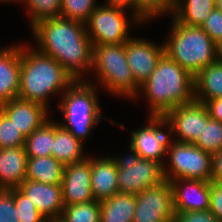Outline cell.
I'll list each match as a JSON object with an SVG mask.
<instances>
[{"label": "cell", "instance_id": "5", "mask_svg": "<svg viewBox=\"0 0 222 222\" xmlns=\"http://www.w3.org/2000/svg\"><path fill=\"white\" fill-rule=\"evenodd\" d=\"M96 94L92 82L77 80L63 93L61 104H58L63 113V120L67 122L58 124L82 143L102 119L101 106Z\"/></svg>", "mask_w": 222, "mask_h": 222}, {"label": "cell", "instance_id": "42", "mask_svg": "<svg viewBox=\"0 0 222 222\" xmlns=\"http://www.w3.org/2000/svg\"><path fill=\"white\" fill-rule=\"evenodd\" d=\"M215 8L222 11V0H215Z\"/></svg>", "mask_w": 222, "mask_h": 222}, {"label": "cell", "instance_id": "24", "mask_svg": "<svg viewBox=\"0 0 222 222\" xmlns=\"http://www.w3.org/2000/svg\"><path fill=\"white\" fill-rule=\"evenodd\" d=\"M136 195L117 193L100 201L101 222H133Z\"/></svg>", "mask_w": 222, "mask_h": 222}, {"label": "cell", "instance_id": "23", "mask_svg": "<svg viewBox=\"0 0 222 222\" xmlns=\"http://www.w3.org/2000/svg\"><path fill=\"white\" fill-rule=\"evenodd\" d=\"M64 168L53 156L28 157L26 179L51 185L61 184Z\"/></svg>", "mask_w": 222, "mask_h": 222}, {"label": "cell", "instance_id": "28", "mask_svg": "<svg viewBox=\"0 0 222 222\" xmlns=\"http://www.w3.org/2000/svg\"><path fill=\"white\" fill-rule=\"evenodd\" d=\"M176 4V0H136L135 17L143 23L155 16L173 15Z\"/></svg>", "mask_w": 222, "mask_h": 222}, {"label": "cell", "instance_id": "21", "mask_svg": "<svg viewBox=\"0 0 222 222\" xmlns=\"http://www.w3.org/2000/svg\"><path fill=\"white\" fill-rule=\"evenodd\" d=\"M83 143L68 130L54 122V140L51 156L60 161L64 166L79 162L86 156Z\"/></svg>", "mask_w": 222, "mask_h": 222}, {"label": "cell", "instance_id": "41", "mask_svg": "<svg viewBox=\"0 0 222 222\" xmlns=\"http://www.w3.org/2000/svg\"><path fill=\"white\" fill-rule=\"evenodd\" d=\"M217 61L222 62V40L216 44Z\"/></svg>", "mask_w": 222, "mask_h": 222}, {"label": "cell", "instance_id": "3", "mask_svg": "<svg viewBox=\"0 0 222 222\" xmlns=\"http://www.w3.org/2000/svg\"><path fill=\"white\" fill-rule=\"evenodd\" d=\"M20 67L18 98L40 103L46 108L49 107V95L63 94L74 82L55 59L37 48L29 49L21 44Z\"/></svg>", "mask_w": 222, "mask_h": 222}, {"label": "cell", "instance_id": "31", "mask_svg": "<svg viewBox=\"0 0 222 222\" xmlns=\"http://www.w3.org/2000/svg\"><path fill=\"white\" fill-rule=\"evenodd\" d=\"M26 3L27 11L30 14V24L61 16V0H22Z\"/></svg>", "mask_w": 222, "mask_h": 222}, {"label": "cell", "instance_id": "34", "mask_svg": "<svg viewBox=\"0 0 222 222\" xmlns=\"http://www.w3.org/2000/svg\"><path fill=\"white\" fill-rule=\"evenodd\" d=\"M0 222H21L13 194L7 189H0Z\"/></svg>", "mask_w": 222, "mask_h": 222}, {"label": "cell", "instance_id": "30", "mask_svg": "<svg viewBox=\"0 0 222 222\" xmlns=\"http://www.w3.org/2000/svg\"><path fill=\"white\" fill-rule=\"evenodd\" d=\"M96 0H61V16L86 24L97 8Z\"/></svg>", "mask_w": 222, "mask_h": 222}, {"label": "cell", "instance_id": "44", "mask_svg": "<svg viewBox=\"0 0 222 222\" xmlns=\"http://www.w3.org/2000/svg\"><path fill=\"white\" fill-rule=\"evenodd\" d=\"M2 1H3V2H10V1H11V2H13V1H18V2L21 1V2H22V0H0V2H2Z\"/></svg>", "mask_w": 222, "mask_h": 222}, {"label": "cell", "instance_id": "22", "mask_svg": "<svg viewBox=\"0 0 222 222\" xmlns=\"http://www.w3.org/2000/svg\"><path fill=\"white\" fill-rule=\"evenodd\" d=\"M195 100L201 103L222 98V62L215 61L194 77Z\"/></svg>", "mask_w": 222, "mask_h": 222}, {"label": "cell", "instance_id": "19", "mask_svg": "<svg viewBox=\"0 0 222 222\" xmlns=\"http://www.w3.org/2000/svg\"><path fill=\"white\" fill-rule=\"evenodd\" d=\"M117 175L118 168L111 157H91L90 182L94 200L100 202L119 193Z\"/></svg>", "mask_w": 222, "mask_h": 222}, {"label": "cell", "instance_id": "43", "mask_svg": "<svg viewBox=\"0 0 222 222\" xmlns=\"http://www.w3.org/2000/svg\"><path fill=\"white\" fill-rule=\"evenodd\" d=\"M49 222H65V221L61 217H58V218L49 220Z\"/></svg>", "mask_w": 222, "mask_h": 222}, {"label": "cell", "instance_id": "37", "mask_svg": "<svg viewBox=\"0 0 222 222\" xmlns=\"http://www.w3.org/2000/svg\"><path fill=\"white\" fill-rule=\"evenodd\" d=\"M209 210L222 222V183L210 182Z\"/></svg>", "mask_w": 222, "mask_h": 222}, {"label": "cell", "instance_id": "26", "mask_svg": "<svg viewBox=\"0 0 222 222\" xmlns=\"http://www.w3.org/2000/svg\"><path fill=\"white\" fill-rule=\"evenodd\" d=\"M54 140V122L46 121L40 128L25 139V152L28 157L51 156Z\"/></svg>", "mask_w": 222, "mask_h": 222}, {"label": "cell", "instance_id": "18", "mask_svg": "<svg viewBox=\"0 0 222 222\" xmlns=\"http://www.w3.org/2000/svg\"><path fill=\"white\" fill-rule=\"evenodd\" d=\"M20 45L0 49V105L18 98L20 88Z\"/></svg>", "mask_w": 222, "mask_h": 222}, {"label": "cell", "instance_id": "32", "mask_svg": "<svg viewBox=\"0 0 222 222\" xmlns=\"http://www.w3.org/2000/svg\"><path fill=\"white\" fill-rule=\"evenodd\" d=\"M8 190L13 194L15 207L21 222H49L18 188Z\"/></svg>", "mask_w": 222, "mask_h": 222}, {"label": "cell", "instance_id": "7", "mask_svg": "<svg viewBox=\"0 0 222 222\" xmlns=\"http://www.w3.org/2000/svg\"><path fill=\"white\" fill-rule=\"evenodd\" d=\"M129 149L130 153L125 157H111L118 168L119 193L136 195L166 180L161 162L141 158L130 144Z\"/></svg>", "mask_w": 222, "mask_h": 222}, {"label": "cell", "instance_id": "10", "mask_svg": "<svg viewBox=\"0 0 222 222\" xmlns=\"http://www.w3.org/2000/svg\"><path fill=\"white\" fill-rule=\"evenodd\" d=\"M133 222H173V191L170 181L136 194Z\"/></svg>", "mask_w": 222, "mask_h": 222}, {"label": "cell", "instance_id": "36", "mask_svg": "<svg viewBox=\"0 0 222 222\" xmlns=\"http://www.w3.org/2000/svg\"><path fill=\"white\" fill-rule=\"evenodd\" d=\"M173 222H219L210 211L175 212Z\"/></svg>", "mask_w": 222, "mask_h": 222}, {"label": "cell", "instance_id": "9", "mask_svg": "<svg viewBox=\"0 0 222 222\" xmlns=\"http://www.w3.org/2000/svg\"><path fill=\"white\" fill-rule=\"evenodd\" d=\"M125 11L123 8L106 4L97 6L86 23L87 34L92 45L121 44L131 38L128 34L130 23H141V21L133 14L129 16L130 19L125 17Z\"/></svg>", "mask_w": 222, "mask_h": 222}, {"label": "cell", "instance_id": "11", "mask_svg": "<svg viewBox=\"0 0 222 222\" xmlns=\"http://www.w3.org/2000/svg\"><path fill=\"white\" fill-rule=\"evenodd\" d=\"M164 118L168 122L170 134L178 136L175 141L194 144L210 116L205 104L194 100L170 110Z\"/></svg>", "mask_w": 222, "mask_h": 222}, {"label": "cell", "instance_id": "8", "mask_svg": "<svg viewBox=\"0 0 222 222\" xmlns=\"http://www.w3.org/2000/svg\"><path fill=\"white\" fill-rule=\"evenodd\" d=\"M170 164L164 165L165 179H200L211 181L212 154L192 143L169 141L167 152ZM169 166L167 168L166 166ZM169 169V170H168Z\"/></svg>", "mask_w": 222, "mask_h": 222}, {"label": "cell", "instance_id": "2", "mask_svg": "<svg viewBox=\"0 0 222 222\" xmlns=\"http://www.w3.org/2000/svg\"><path fill=\"white\" fill-rule=\"evenodd\" d=\"M140 90L148 99L149 116L164 117L177 106L195 100L194 76L165 53Z\"/></svg>", "mask_w": 222, "mask_h": 222}, {"label": "cell", "instance_id": "4", "mask_svg": "<svg viewBox=\"0 0 222 222\" xmlns=\"http://www.w3.org/2000/svg\"><path fill=\"white\" fill-rule=\"evenodd\" d=\"M170 33L169 40L164 41L165 54L194 77L217 60L216 43L200 26L184 25L173 19Z\"/></svg>", "mask_w": 222, "mask_h": 222}, {"label": "cell", "instance_id": "20", "mask_svg": "<svg viewBox=\"0 0 222 222\" xmlns=\"http://www.w3.org/2000/svg\"><path fill=\"white\" fill-rule=\"evenodd\" d=\"M27 160L24 146L0 149V189L18 188L22 184Z\"/></svg>", "mask_w": 222, "mask_h": 222}, {"label": "cell", "instance_id": "27", "mask_svg": "<svg viewBox=\"0 0 222 222\" xmlns=\"http://www.w3.org/2000/svg\"><path fill=\"white\" fill-rule=\"evenodd\" d=\"M100 202L93 200L65 206L61 218L65 222H100Z\"/></svg>", "mask_w": 222, "mask_h": 222}, {"label": "cell", "instance_id": "38", "mask_svg": "<svg viewBox=\"0 0 222 222\" xmlns=\"http://www.w3.org/2000/svg\"><path fill=\"white\" fill-rule=\"evenodd\" d=\"M210 182L222 183V149L212 154V175Z\"/></svg>", "mask_w": 222, "mask_h": 222}, {"label": "cell", "instance_id": "29", "mask_svg": "<svg viewBox=\"0 0 222 222\" xmlns=\"http://www.w3.org/2000/svg\"><path fill=\"white\" fill-rule=\"evenodd\" d=\"M194 145L210 154L219 152L222 149V123L209 118Z\"/></svg>", "mask_w": 222, "mask_h": 222}, {"label": "cell", "instance_id": "33", "mask_svg": "<svg viewBox=\"0 0 222 222\" xmlns=\"http://www.w3.org/2000/svg\"><path fill=\"white\" fill-rule=\"evenodd\" d=\"M26 137L0 110V149L21 147Z\"/></svg>", "mask_w": 222, "mask_h": 222}, {"label": "cell", "instance_id": "35", "mask_svg": "<svg viewBox=\"0 0 222 222\" xmlns=\"http://www.w3.org/2000/svg\"><path fill=\"white\" fill-rule=\"evenodd\" d=\"M200 27L217 44L222 40V11L214 8Z\"/></svg>", "mask_w": 222, "mask_h": 222}, {"label": "cell", "instance_id": "14", "mask_svg": "<svg viewBox=\"0 0 222 222\" xmlns=\"http://www.w3.org/2000/svg\"><path fill=\"white\" fill-rule=\"evenodd\" d=\"M90 179V156L65 166L61 183L64 206L88 203L94 200Z\"/></svg>", "mask_w": 222, "mask_h": 222}, {"label": "cell", "instance_id": "6", "mask_svg": "<svg viewBox=\"0 0 222 222\" xmlns=\"http://www.w3.org/2000/svg\"><path fill=\"white\" fill-rule=\"evenodd\" d=\"M92 69L108 92L131 99L138 96L140 86L127 63L126 43L93 45Z\"/></svg>", "mask_w": 222, "mask_h": 222}, {"label": "cell", "instance_id": "13", "mask_svg": "<svg viewBox=\"0 0 222 222\" xmlns=\"http://www.w3.org/2000/svg\"><path fill=\"white\" fill-rule=\"evenodd\" d=\"M164 53V44L158 45L147 39L131 37L126 42L127 63L139 86L149 78Z\"/></svg>", "mask_w": 222, "mask_h": 222}, {"label": "cell", "instance_id": "16", "mask_svg": "<svg viewBox=\"0 0 222 222\" xmlns=\"http://www.w3.org/2000/svg\"><path fill=\"white\" fill-rule=\"evenodd\" d=\"M0 110L24 134L29 136L50 117L48 108L40 103L14 98L0 105Z\"/></svg>", "mask_w": 222, "mask_h": 222}, {"label": "cell", "instance_id": "25", "mask_svg": "<svg viewBox=\"0 0 222 222\" xmlns=\"http://www.w3.org/2000/svg\"><path fill=\"white\" fill-rule=\"evenodd\" d=\"M214 8L215 0H180L172 19L184 25L201 26Z\"/></svg>", "mask_w": 222, "mask_h": 222}, {"label": "cell", "instance_id": "1", "mask_svg": "<svg viewBox=\"0 0 222 222\" xmlns=\"http://www.w3.org/2000/svg\"><path fill=\"white\" fill-rule=\"evenodd\" d=\"M86 24L68 18H46L31 26L38 51L59 62L74 81L86 80L92 65V42ZM88 69V70H87Z\"/></svg>", "mask_w": 222, "mask_h": 222}, {"label": "cell", "instance_id": "12", "mask_svg": "<svg viewBox=\"0 0 222 222\" xmlns=\"http://www.w3.org/2000/svg\"><path fill=\"white\" fill-rule=\"evenodd\" d=\"M164 126L168 127V135L162 132L161 128ZM170 136V128L164 117L149 116L147 126L131 132L130 145L141 158L155 160L164 165L163 157L166 155Z\"/></svg>", "mask_w": 222, "mask_h": 222}, {"label": "cell", "instance_id": "40", "mask_svg": "<svg viewBox=\"0 0 222 222\" xmlns=\"http://www.w3.org/2000/svg\"><path fill=\"white\" fill-rule=\"evenodd\" d=\"M106 5L115 6L123 9H133L132 13L135 16L136 0H107Z\"/></svg>", "mask_w": 222, "mask_h": 222}, {"label": "cell", "instance_id": "39", "mask_svg": "<svg viewBox=\"0 0 222 222\" xmlns=\"http://www.w3.org/2000/svg\"><path fill=\"white\" fill-rule=\"evenodd\" d=\"M204 104L208 110L210 118L222 123V98L212 99L206 101Z\"/></svg>", "mask_w": 222, "mask_h": 222}, {"label": "cell", "instance_id": "17", "mask_svg": "<svg viewBox=\"0 0 222 222\" xmlns=\"http://www.w3.org/2000/svg\"><path fill=\"white\" fill-rule=\"evenodd\" d=\"M18 189L48 221L61 217L65 207L61 184L51 185L25 179Z\"/></svg>", "mask_w": 222, "mask_h": 222}, {"label": "cell", "instance_id": "15", "mask_svg": "<svg viewBox=\"0 0 222 222\" xmlns=\"http://www.w3.org/2000/svg\"><path fill=\"white\" fill-rule=\"evenodd\" d=\"M170 183L175 212L209 210L210 182L200 179H174L170 180Z\"/></svg>", "mask_w": 222, "mask_h": 222}]
</instances>
